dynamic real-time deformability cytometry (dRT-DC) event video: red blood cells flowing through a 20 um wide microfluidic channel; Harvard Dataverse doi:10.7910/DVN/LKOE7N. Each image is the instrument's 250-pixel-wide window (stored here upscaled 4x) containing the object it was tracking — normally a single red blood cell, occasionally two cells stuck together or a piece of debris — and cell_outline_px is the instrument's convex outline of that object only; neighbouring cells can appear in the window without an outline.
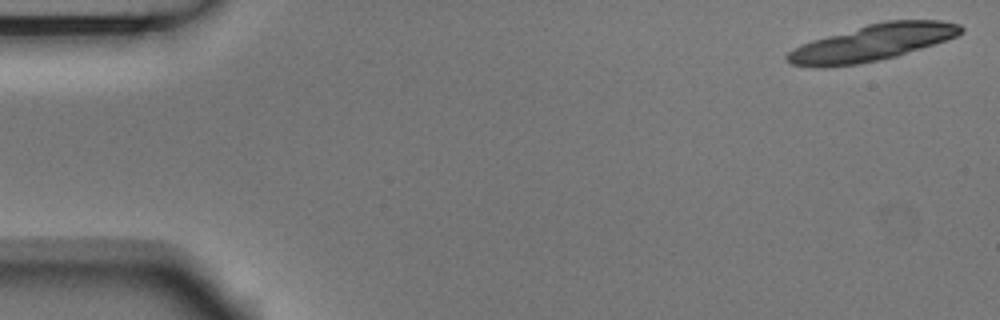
{"species": "Egyptian fruit bat (a non-hibernating species)", "species_latin": "Rousettus aegyptiacus", "temperature_condition": "room temperature", "stored_images_in_passage": 5, "camera_frame_rate_fps": 3000, "um_per_image_px": 0.085, "animal": {"sex": "male"}, "frame": {"image": 1, "passage_image": 1, "time_ms": 0.0, "image_size_px": [1000, 320], "cell_outline_px": [[964, 32], [956, 36], [896, 56], [880, 60], [860, 64], [828, 68], [816, 68], [792, 64], [784, 60], [784, 56], [788, 52], [812, 40], [868, 24], [884, 20], [940, 20], [960, 24], [964, 28]], "centroid_in_image_um": [74.12, 3.64], "position_along_channel_um": 10.9, "area_um2": 36.7}}
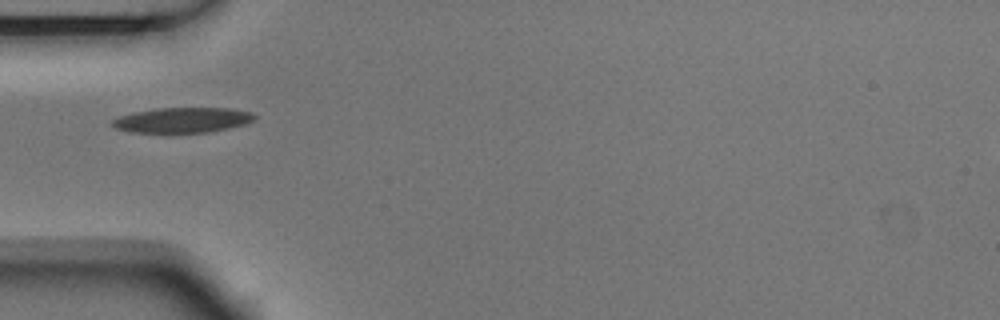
{"frame": {"image": 2, "passage_image": 5, "time_ms": 1.333, "image_size_px": [1000, 320], "cell_outline_px": [[256, 116], [248, 124], [208, 132], [132, 132], [116, 128], [112, 124], [112, 120], [120, 116], [136, 112], [156, 108], [232, 108], [252, 112]], "centroid_in_image_um": [15.56, 10.2], "position_along_channel_um": 69.4, "area_um2": 20.69}}